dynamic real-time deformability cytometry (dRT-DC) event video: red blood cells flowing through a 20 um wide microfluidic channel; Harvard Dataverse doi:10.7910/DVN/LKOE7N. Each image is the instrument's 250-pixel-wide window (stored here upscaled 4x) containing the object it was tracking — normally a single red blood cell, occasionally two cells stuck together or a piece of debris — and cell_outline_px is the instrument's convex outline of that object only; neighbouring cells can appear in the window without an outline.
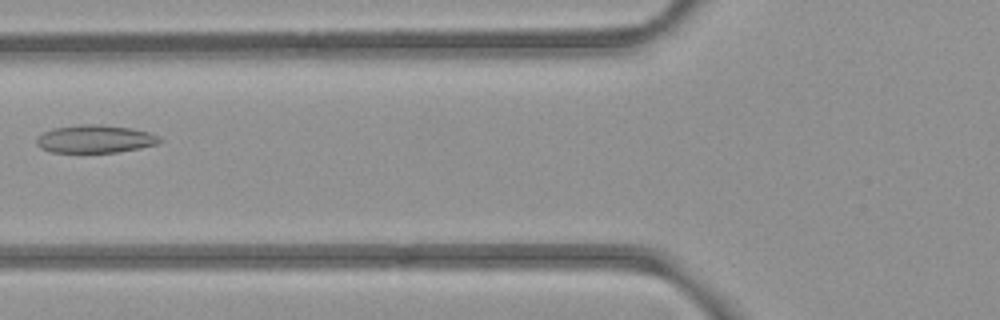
{"species": "common noctule bat (a hibernating species)", "species_latin": "Nyctalus noctula", "temperature_condition": "room temperature", "stored_images_in_passage": 7, "camera_frame_rate_fps": 3000, "um_per_image_px": 0.085, "animal": {"sex": "female", "body_mass_g": 21.9}, "frame": {"image": 1, "passage_image": 7, "time_ms": 6.667, "image_size_px": [1000, 320], "cell_outline_px": [[164, 140], [156, 144], [140, 148], [116, 152], [52, 152], [40, 148], [36, 144], [36, 140], [44, 132], [56, 128], [80, 124], [100, 124], [132, 128], [148, 132], [160, 136]], "centroid_in_image_um": [8.12, 11.81], "position_along_channel_um": 117.7, "area_um2": 19.94}}